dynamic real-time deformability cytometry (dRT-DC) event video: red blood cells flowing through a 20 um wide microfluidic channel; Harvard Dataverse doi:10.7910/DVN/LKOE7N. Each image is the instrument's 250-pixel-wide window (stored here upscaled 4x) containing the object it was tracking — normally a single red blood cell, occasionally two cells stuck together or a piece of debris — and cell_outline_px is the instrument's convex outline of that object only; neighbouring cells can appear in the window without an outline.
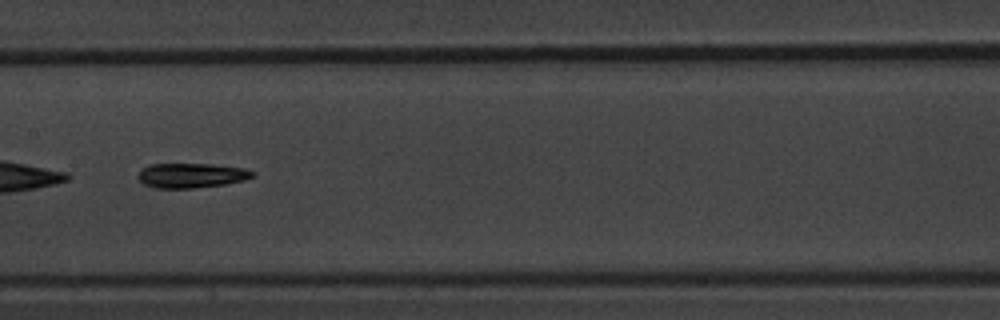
{"species": "common noctule bat (a hibernating species)", "species_latin": "Nyctalus noctula", "temperature_condition": "warm", "stored_images_in_passage": 15, "camera_frame_rate_fps": 3000, "um_per_image_px": 0.085, "animal": {"sex": "male", "body_mass_g": 20.1, "forearm_length_mm": 53.5}, "frame": {"image": 1, "passage_image": 7, "time_ms": 8.0, "image_size_px": [1000, 320], "cell_outline_px": [[256, 176], [244, 180], [224, 184], [192, 188], [156, 188], [144, 184], [136, 176], [148, 164], [212, 164], [244, 168], [256, 172]], "centroid_in_image_um": [16.29, 14.91], "position_along_channel_um": 191.1, "area_um2": 16.47}}
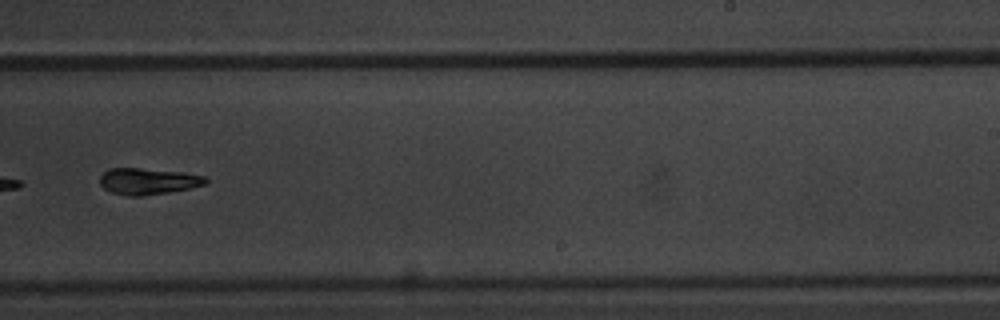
{"frame": {"image": 2, "passage_image": 9, "time_ms": 10.333, "image_size_px": [1000, 320], "cell_outline_px": [[208, 184], [168, 192], [140, 196], [128, 196], [112, 192], [104, 188], [100, 184], [100, 176], [108, 168], [140, 168], [184, 172], [204, 176], [208, 180]], "centroid_in_image_um": [12.58, 15.4], "position_along_channel_um": 276.4, "area_um2": 16.24}}
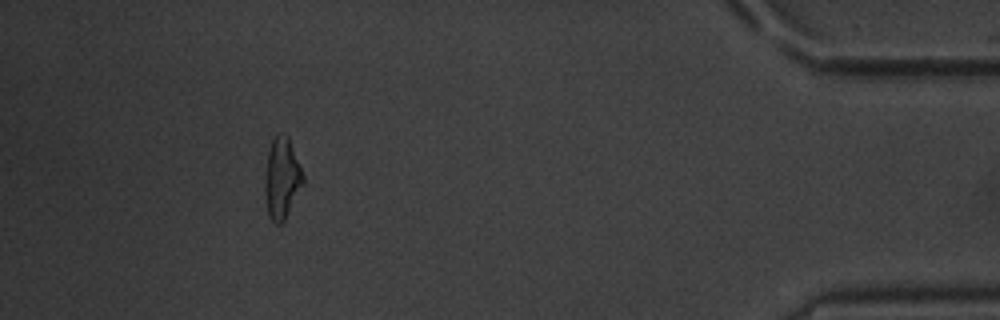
{"frame": {"image": 3, "passage_image": 15, "time_ms": 18.0, "image_size_px": [1000, 320], "cell_outline_px": [[304, 184], [284, 220], [280, 224], [276, 224], [268, 216], [264, 192], [264, 180], [268, 152], [272, 140], [276, 132], [288, 136], [304, 176]], "centroid_in_image_um": [23.95, 15.16], "position_along_channel_um": 411.3, "area_um2": 18.09}, "authors_computed_cell_mechanics": {"area_um2": 16.7042, "velocity_mm_per_s": 3.672, "shape_relaxation_time_tau1_ms": 3.9432, "shape_relaxation_time_tau2_ms": null, "deformation_change_tau1": 0.1833, "deformation_change_tau2": null}}